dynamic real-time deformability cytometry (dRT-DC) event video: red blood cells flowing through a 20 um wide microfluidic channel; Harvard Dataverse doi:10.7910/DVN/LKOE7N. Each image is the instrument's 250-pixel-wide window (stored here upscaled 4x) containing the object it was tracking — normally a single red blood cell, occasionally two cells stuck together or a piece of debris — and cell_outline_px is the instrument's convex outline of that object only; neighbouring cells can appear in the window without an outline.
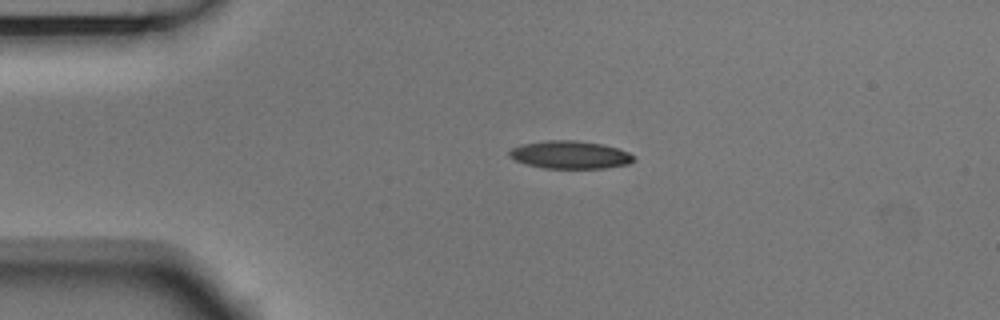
{"species": "Egyptian fruit bat (a non-hibernating species)", "species_latin": "Rousettus aegyptiacus", "temperature_condition": "room temperature", "stored_images_in_passage": 4, "camera_frame_rate_fps": 3000, "um_per_image_px": 0.085, "animal": {"sex": "male"}, "frame": {"image": 1, "passage_image": 3, "time_ms": 0.667, "image_size_px": [1000, 320], "cell_outline_px": [[636, 160], [628, 164], [604, 168], [544, 168], [528, 164], [516, 160], [508, 156], [508, 152], [512, 148], [520, 144], [548, 140], [576, 140], [604, 144], [620, 148], [636, 156]], "centroid_in_image_um": [48.5, 13.14], "position_along_channel_um": 36.5, "area_um2": 20.35}}